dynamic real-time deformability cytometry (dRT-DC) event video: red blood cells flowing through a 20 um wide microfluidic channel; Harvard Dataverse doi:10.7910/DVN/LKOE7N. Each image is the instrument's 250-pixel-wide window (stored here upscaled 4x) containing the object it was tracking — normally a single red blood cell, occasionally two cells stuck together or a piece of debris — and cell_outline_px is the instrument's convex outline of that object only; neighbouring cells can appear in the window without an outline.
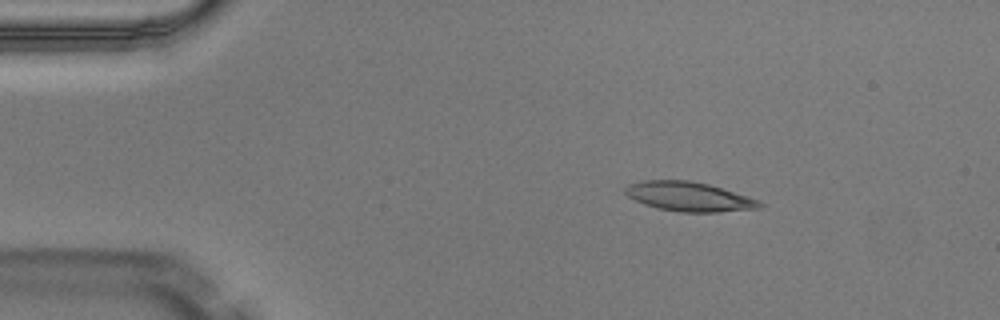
{"species": "Egyptian fruit bat (a non-hibernating species)", "species_latin": "Rousettus aegyptiacus", "temperature_condition": "warm", "stored_images_in_passage": 4, "camera_frame_rate_fps": 3000, "um_per_image_px": 0.085, "animal": {"sex": "male"}, "frame": {"image": 1, "passage_image": 1, "time_ms": 0.0, "image_size_px": [1000, 320], "cell_outline_px": [[764, 204], [760, 208], [716, 212], [680, 212], [660, 208], [644, 204], [628, 196], [624, 192], [624, 188], [628, 184], [644, 180], [688, 180], [708, 184], [760, 200]], "centroid_in_image_um": [58.56, 16.71], "position_along_channel_um": 26.4, "area_um2": 22.83}}
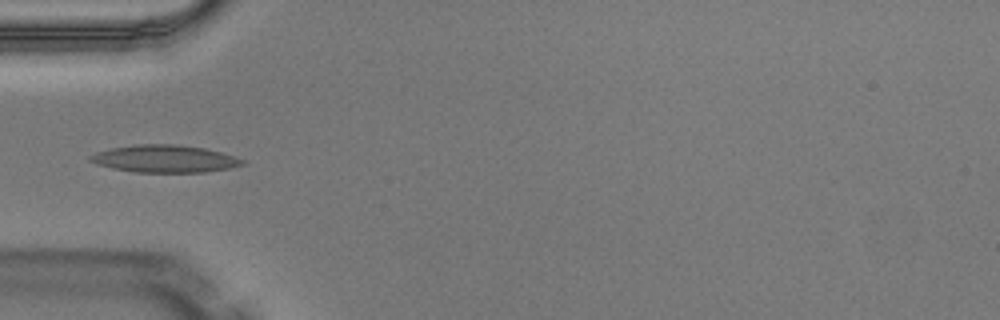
{"frame": {"image": 2, "passage_image": 3, "time_ms": 0.667, "image_size_px": [1000, 320], "cell_outline_px": [[248, 164], [228, 168], [204, 172], [136, 172], [112, 168], [96, 164], [88, 160], [88, 156], [96, 152], [112, 148], [136, 144], [172, 144], [204, 148], [220, 152], [244, 160]], "centroid_in_image_um": [13.97, 13.49], "position_along_channel_um": 71.0, "area_um2": 24.16}}